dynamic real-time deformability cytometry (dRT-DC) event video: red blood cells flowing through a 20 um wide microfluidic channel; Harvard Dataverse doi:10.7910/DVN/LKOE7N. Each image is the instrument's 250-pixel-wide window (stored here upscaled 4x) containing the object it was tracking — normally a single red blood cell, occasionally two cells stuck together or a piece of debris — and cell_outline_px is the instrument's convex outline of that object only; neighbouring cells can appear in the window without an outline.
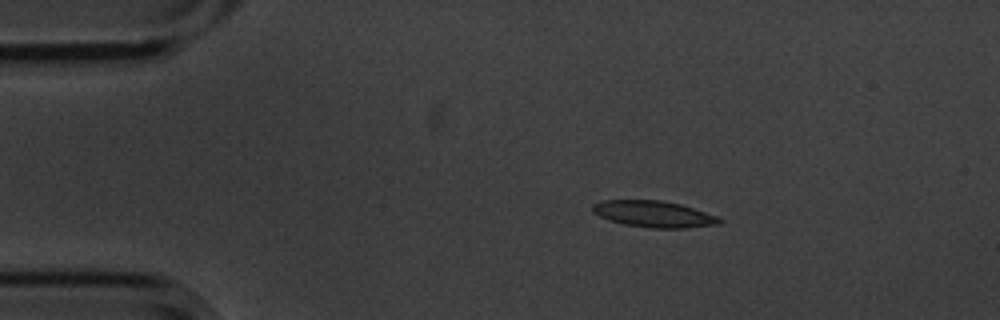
{"species": "common noctule bat (a hibernating species)", "species_latin": "Nyctalus noctula", "temperature_condition": "cold", "stored_images_in_passage": 6, "camera_frame_rate_fps": 3000, "um_per_image_px": 0.085, "animal": {"sex": "male", "body_mass_g": 20.1, "forearm_length_mm": 53.5}, "frame": {"image": 1, "passage_image": 3, "time_ms": 0.667, "image_size_px": [1000, 320], "cell_outline_px": [[724, 220], [720, 224], [684, 228], [652, 228], [624, 224], [608, 220], [592, 212], [592, 204], [600, 200], [660, 200], [680, 204], [716, 216]], "centroid_in_image_um": [55.53, 18.19], "position_along_channel_um": 29.5, "area_um2": 19.48}}
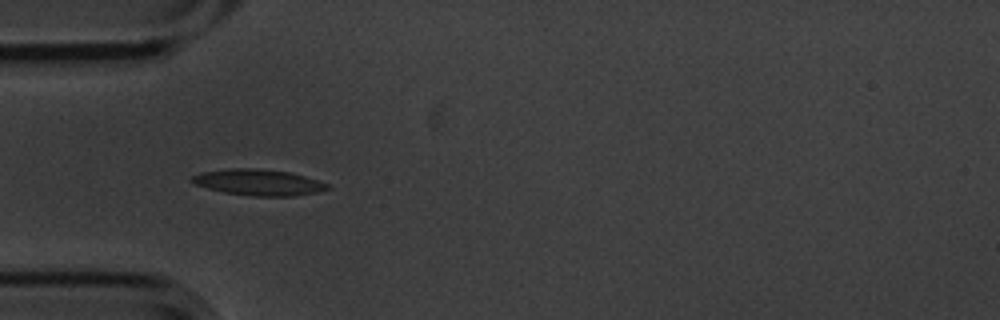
{"frame": {"image": 2, "passage_image": 5, "time_ms": 1.333, "image_size_px": [1000, 320], "cell_outline_px": [[332, 188], [316, 192], [292, 196], [252, 196], [224, 192], [208, 188], [196, 184], [188, 180], [192, 176], [200, 172], [228, 168], [256, 168], [288, 172], [304, 176], [328, 184]], "centroid_in_image_um": [21.93, 15.49], "position_along_channel_um": 63.1, "area_um2": 20.52}}
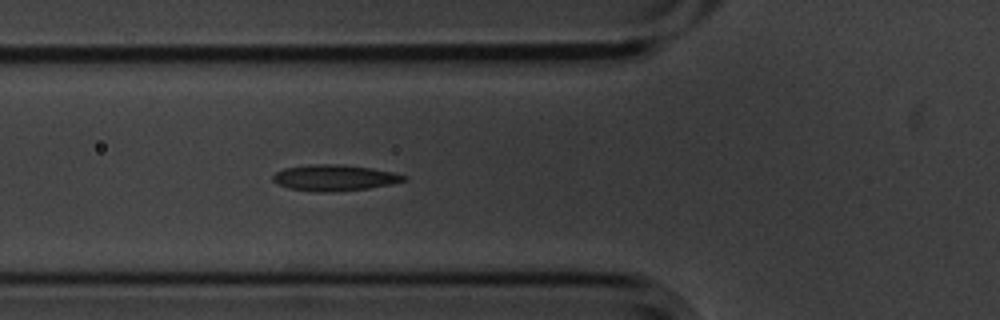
{"frame": {"image": 3, "passage_image": 6, "time_ms": 1.667, "image_size_px": [1000, 320], "cell_outline_px": [[408, 180], [392, 184], [368, 188], [328, 192], [320, 192], [288, 188], [276, 184], [272, 180], [272, 176], [276, 172], [284, 168], [312, 164], [340, 164], [372, 168], [392, 172], [408, 176]], "centroid_in_image_um": [28.43, 15.1], "position_along_channel_um": 97.4, "area_um2": 19.94}}